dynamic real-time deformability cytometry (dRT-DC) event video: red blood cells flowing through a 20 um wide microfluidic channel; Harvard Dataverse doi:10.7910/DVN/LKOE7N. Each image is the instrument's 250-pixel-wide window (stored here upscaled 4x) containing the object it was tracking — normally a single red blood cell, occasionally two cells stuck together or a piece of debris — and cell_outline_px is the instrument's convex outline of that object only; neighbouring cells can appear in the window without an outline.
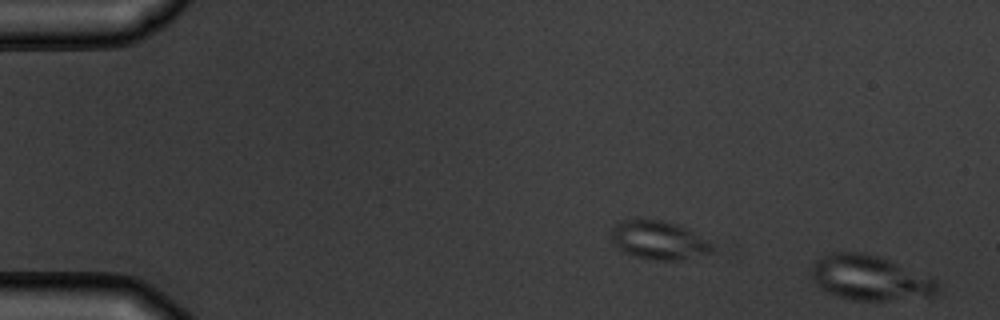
{"species": "common noctule bat (a hibernating species)", "species_latin": "Nyctalus noctula", "temperature_condition": "warm", "stored_images_in_passage": 2, "segment_of_instrument_passage": [2, 2], "camera_frame_rate_fps": 3000, "um_per_image_px": 0.085, "animal": {"sex": "male", "body_mass_g": 19.5, "forearm_length_mm": 54.6}, "frame": {"image": 1, "passage_image": 2, "time_ms": 1.667, "image_size_px": [1000, 320], "cell_outline_px": [[940, 292], [932, 296], [888, 300], [856, 300], [836, 296], [820, 288], [812, 280], [812, 264], [820, 256], [832, 252], [860, 252], [880, 256], [936, 280], [940, 284]], "centroid_in_image_um": [73.93, 23.62], "position_along_channel_um": 11.1, "area_um2": 33.0}}